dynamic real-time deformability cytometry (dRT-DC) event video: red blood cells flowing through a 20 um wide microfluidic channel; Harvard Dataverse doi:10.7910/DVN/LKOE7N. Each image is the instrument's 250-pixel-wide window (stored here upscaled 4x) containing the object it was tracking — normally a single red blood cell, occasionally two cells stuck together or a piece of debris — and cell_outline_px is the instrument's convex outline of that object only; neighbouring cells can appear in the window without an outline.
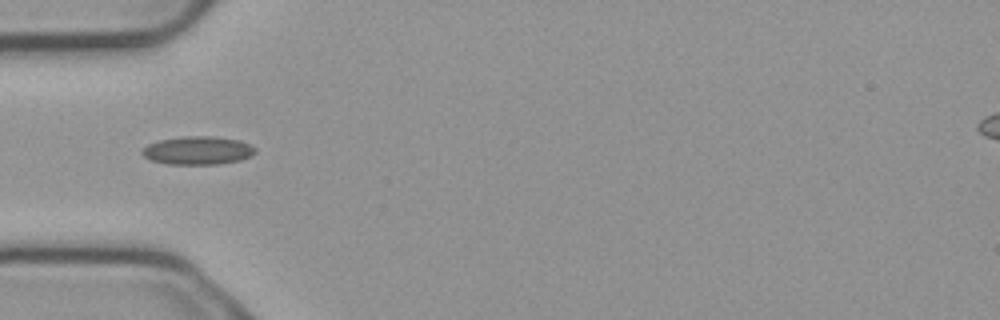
{"species": "common noctule bat (a hibernating species)", "species_latin": "Nyctalus noctula", "temperature_condition": "cold", "stored_images_in_passage": 7, "camera_frame_rate_fps": 3000, "um_per_image_px": 0.085, "animal": {"sex": "male", "body_mass_g": 23.1, "forearm_length_mm": 52.7}, "frame": {"image": 1, "passage_image": 6, "time_ms": 1.667, "image_size_px": [1000, 320], "cell_outline_px": [[256, 152], [252, 156], [240, 160], [220, 164], [168, 164], [152, 160], [144, 156], [140, 152], [148, 144], [160, 140], [184, 136], [212, 136], [240, 140], [252, 144], [256, 148]], "centroid_in_image_um": [16.87, 12.78], "position_along_channel_um": 68.1, "area_um2": 18.73}}
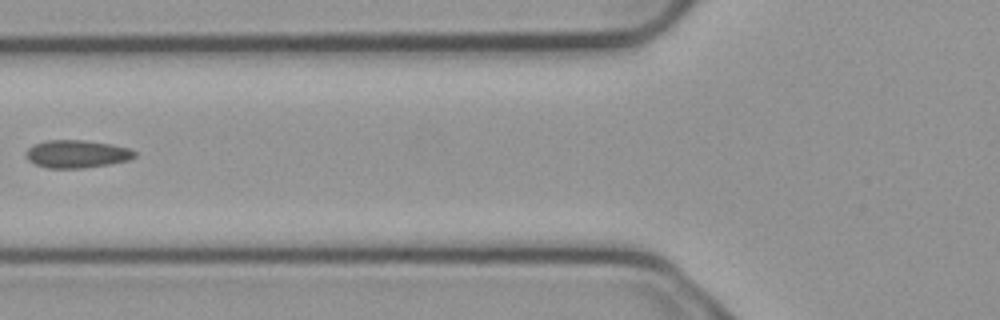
{"frame": {"image": 2, "passage_image": 7, "time_ms": 2.0, "image_size_px": [1000, 320], "cell_outline_px": [[136, 156], [128, 160], [108, 164], [84, 168], [48, 168], [36, 164], [28, 160], [24, 152], [28, 148], [44, 140], [84, 140], [112, 144], [128, 148], [136, 152]], "centroid_in_image_um": [6.51, 13.08], "position_along_channel_um": 119.3, "area_um2": 17.57}}